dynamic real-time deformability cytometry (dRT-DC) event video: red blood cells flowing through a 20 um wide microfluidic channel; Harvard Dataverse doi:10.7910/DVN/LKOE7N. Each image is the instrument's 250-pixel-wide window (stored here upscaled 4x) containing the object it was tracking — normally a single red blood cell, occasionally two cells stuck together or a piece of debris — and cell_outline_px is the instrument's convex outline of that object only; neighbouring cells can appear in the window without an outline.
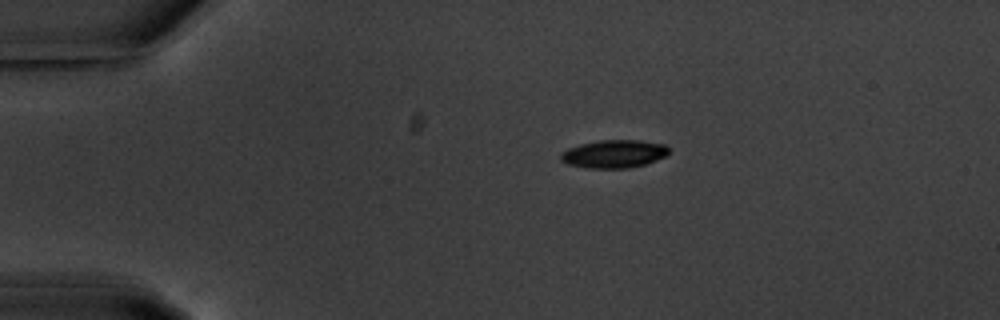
{"species": "common noctule bat (a hibernating species)", "species_latin": "Nyctalus noctula", "temperature_condition": "warm", "stored_images_in_passage": 8, "camera_frame_rate_fps": 3000, "um_per_image_px": 0.085, "animal": {"sex": "male", "body_mass_g": 20.1, "forearm_length_mm": 53.5}, "frame": {"image": 1, "passage_image": 1, "time_ms": 0.0, "image_size_px": [1000, 320], "cell_outline_px": [[668, 152], [664, 156], [656, 160], [644, 164], [628, 168], [584, 168], [568, 164], [560, 160], [560, 152], [568, 148], [580, 144], [600, 140], [640, 140], [664, 144], [668, 148]], "centroid_in_image_um": [52.14, 13.08], "position_along_channel_um": 32.9, "area_um2": 17.63}}
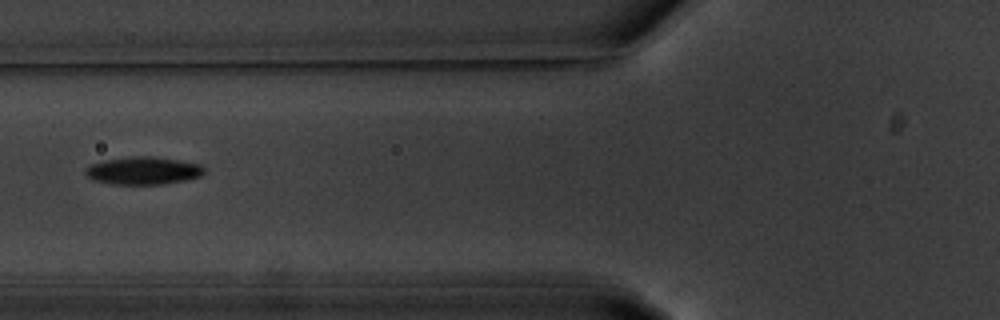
{"frame": {"image": 2, "passage_image": 4, "time_ms": 3.667, "image_size_px": [1000, 320], "cell_outline_px": [[204, 172], [200, 176], [184, 180], [164, 184], [112, 184], [92, 180], [84, 172], [84, 168], [92, 164], [104, 160], [132, 156], [152, 156], [180, 160], [200, 164], [204, 168]], "centroid_in_image_um": [12.15, 14.5], "position_along_channel_um": 113.6, "area_um2": 19.19}}
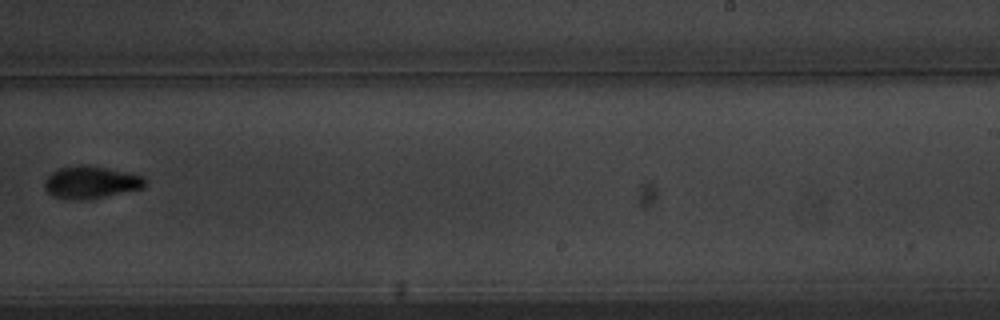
{"frame": {"image": 3, "passage_image": 8, "time_ms": 8.333, "image_size_px": [1000, 320], "cell_outline_px": [[148, 184], [144, 188], [96, 200], [80, 200], [52, 196], [44, 188], [44, 180], [52, 172], [60, 168], [80, 164], [108, 168], [140, 176], [148, 180]], "centroid_in_image_um": [7.76, 15.52], "position_along_channel_um": 281.2, "area_um2": 19.31}}